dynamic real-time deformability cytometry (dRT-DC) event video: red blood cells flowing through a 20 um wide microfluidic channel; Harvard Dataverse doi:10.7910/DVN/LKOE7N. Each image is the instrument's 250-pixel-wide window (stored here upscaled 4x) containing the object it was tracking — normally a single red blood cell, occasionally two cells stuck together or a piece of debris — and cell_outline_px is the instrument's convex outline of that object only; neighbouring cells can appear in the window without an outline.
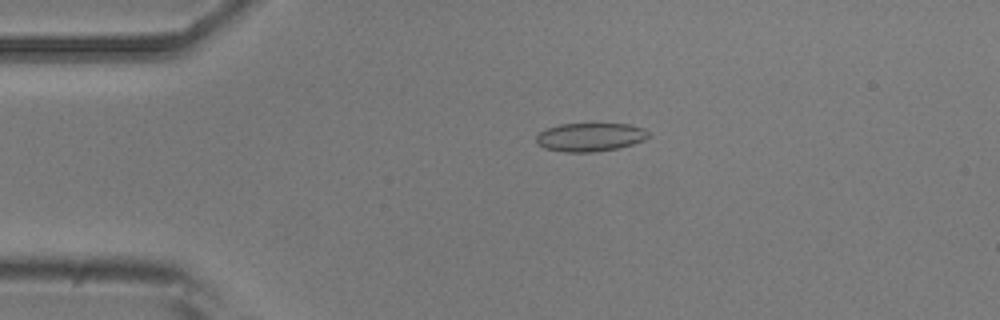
{"species": "common noctule bat (a hibernating species)", "species_latin": "Nyctalus noctula", "temperature_condition": "room temperature", "stored_images_in_passage": 54, "camera_frame_rate_fps": 3000, "um_per_image_px": 0.085, "animal": {"sex": "male", "body_mass_g": 20.5, "forearm_length_mm": 52.5}, "frame": {"image": 1, "passage_image": 11, "time_ms": 3.333, "image_size_px": [1000, 320], "cell_outline_px": [[648, 136], [644, 140], [632, 144], [616, 148], [592, 152], [564, 152], [544, 148], [536, 144], [536, 136], [540, 132], [548, 128], [560, 124], [632, 124], [644, 128], [648, 132]], "centroid_in_image_um": [50.14, 11.65], "position_along_channel_um": 34.9, "area_um2": 18.55}}
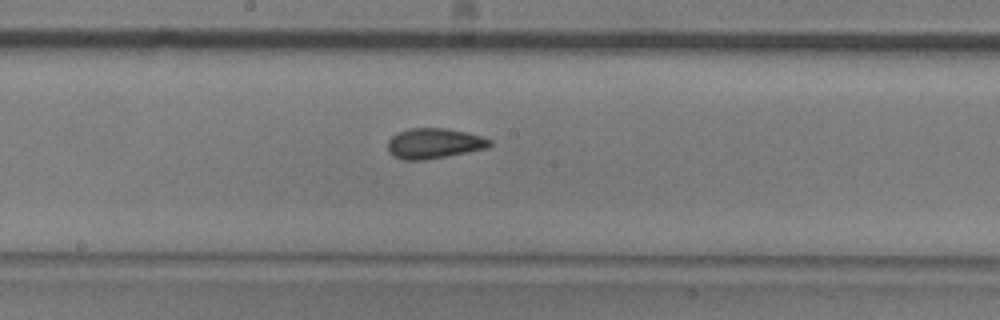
{"frame": {"image": 2, "passage_image": 28, "time_ms": 9.0, "image_size_px": [1000, 320], "cell_outline_px": [[492, 144], [484, 148], [424, 160], [404, 160], [388, 152], [388, 140], [396, 132], [408, 128], [448, 128], [480, 136], [492, 140]], "centroid_in_image_um": [36.84, 12.17], "position_along_channel_um": 211.4, "area_um2": 17.74}}
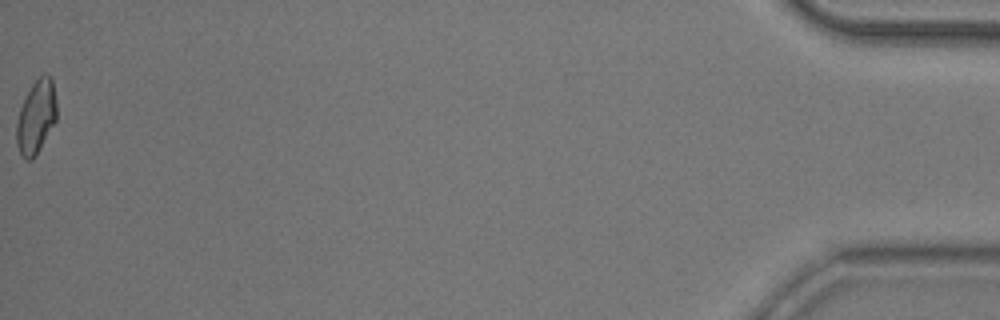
{"frame": {"image": 3, "passage_image": 54, "time_ms": 17.667, "image_size_px": [1000, 320], "cell_outline_px": [[56, 120], [36, 156], [32, 160], [24, 160], [16, 144], [16, 124], [20, 108], [32, 84], [44, 72], [52, 76], [56, 100]], "centroid_in_image_um": [3.08, 9.94], "position_along_channel_um": 432.1, "area_um2": 17.28}, "authors_computed_cell_mechanics": {"area_um2": 17.7157, "velocity_mm_per_s": 3.7301, "shape_relaxation_time_tau1_ms": null, "shape_relaxation_time_tau2_ms": 2.0247, "deformation_change_tau1": null, "deformation_change_tau2": 0.0742}}